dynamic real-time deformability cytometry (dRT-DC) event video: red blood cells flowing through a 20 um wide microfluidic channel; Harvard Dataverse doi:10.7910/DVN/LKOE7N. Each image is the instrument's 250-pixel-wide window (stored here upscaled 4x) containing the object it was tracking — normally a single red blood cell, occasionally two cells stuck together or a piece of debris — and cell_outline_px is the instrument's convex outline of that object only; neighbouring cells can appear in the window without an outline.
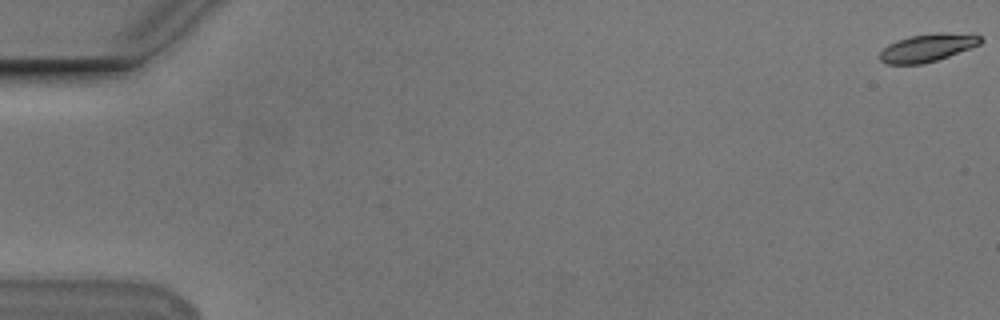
{"species": "Egyptian fruit bat (a non-hibernating species)", "species_latin": "Rousettus aegyptiacus", "temperature_condition": "cold", "stored_images_in_passage": 3, "camera_frame_rate_fps": 3000, "um_per_image_px": 0.085, "animal": {"sex": "male"}, "frame": {"image": 1, "passage_image": 1, "time_ms": 0.0, "image_size_px": [1000, 320], "cell_outline_px": [[984, 40], [980, 44], [948, 56], [936, 60], [920, 64], [888, 64], [880, 60], [880, 52], [888, 44], [896, 40], [908, 36], [980, 36]], "centroid_in_image_um": [78.7, 4.13], "position_along_channel_um": 6.3, "area_um2": 15.03}}